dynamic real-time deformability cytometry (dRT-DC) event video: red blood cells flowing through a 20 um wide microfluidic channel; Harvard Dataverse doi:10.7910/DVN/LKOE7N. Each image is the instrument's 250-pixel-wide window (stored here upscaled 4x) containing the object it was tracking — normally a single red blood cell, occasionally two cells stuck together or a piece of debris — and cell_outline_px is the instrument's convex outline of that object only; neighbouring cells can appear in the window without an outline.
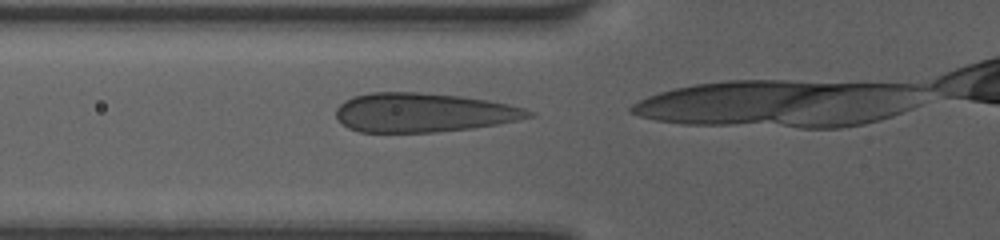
{"species": "human", "species_latin": "Homo sapiens", "temperature_condition": "room temperature", "stored_images_in_passage": 8, "camera_frame_rate_fps": 3000, "um_per_image_px": 0.085, "donor": {"sex": "female"}, "frame": {"image": 1, "passage_image": 3, "time_ms": 0.333, "image_size_px": [1000, 240], "cell_outline_px": [[536, 116], [496, 124], [472, 128], [436, 132], [360, 132], [348, 128], [336, 116], [336, 108], [344, 100], [352, 96], [372, 92], [420, 92], [460, 96], [488, 100], [508, 104], [524, 108], [536, 112]], "centroid_in_image_um": [35.99, 9.56], "position_along_channel_um": 89.8, "area_um2": 43.99}}